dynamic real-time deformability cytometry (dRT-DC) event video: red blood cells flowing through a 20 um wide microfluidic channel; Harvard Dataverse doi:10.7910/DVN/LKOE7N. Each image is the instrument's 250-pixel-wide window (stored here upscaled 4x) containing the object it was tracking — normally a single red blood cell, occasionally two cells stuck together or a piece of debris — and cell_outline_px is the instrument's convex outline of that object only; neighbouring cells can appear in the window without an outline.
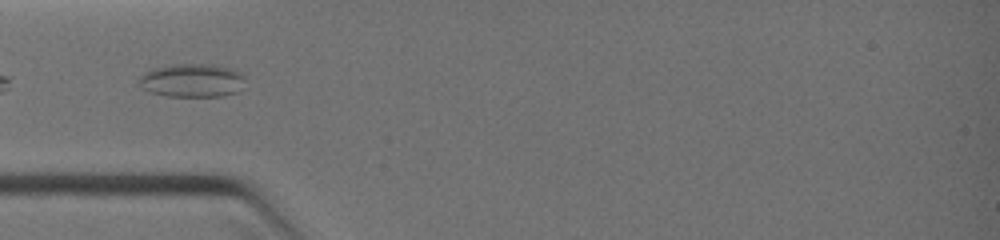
{"species": "common noctule bat (a hibernating species)", "species_latin": "Nyctalus noctula", "temperature_condition": "warm", "stored_images_in_passage": 17, "camera_frame_rate_fps": 3000, "um_per_image_px": 0.085, "animal": {"sex": "female", "body_mass_g": 19.0, "forearm_length_mm": 51.5}, "frame": {"image": 1, "passage_image": 3, "time_ms": 1.0, "image_size_px": [1000, 240], "cell_outline_px": [[244, 80], [236, 92], [224, 96], [168, 96], [152, 92], [144, 88], [140, 84], [140, 76], [144, 72], [156, 68], [172, 64], [216, 64], [232, 68], [240, 72], [244, 76]], "centroid_in_image_um": [16.36, 6.82], "position_along_channel_um": 68.6, "area_um2": 20.52}}
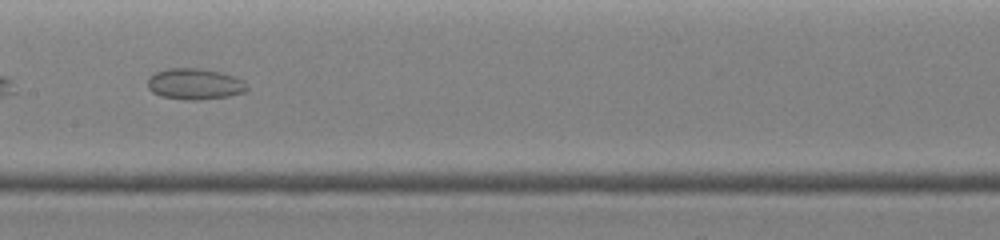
{"frame": {"image": 2, "passage_image": 8, "time_ms": 3.333, "image_size_px": [1000, 240], "cell_outline_px": [[248, 88], [244, 92], [228, 96], [200, 100], [184, 100], [160, 96], [152, 92], [148, 88], [148, 76], [156, 72], [168, 68], [200, 68], [220, 72], [244, 80]], "centroid_in_image_um": [16.53, 7.14], "position_along_channel_um": 190.9, "area_um2": 18.09}}
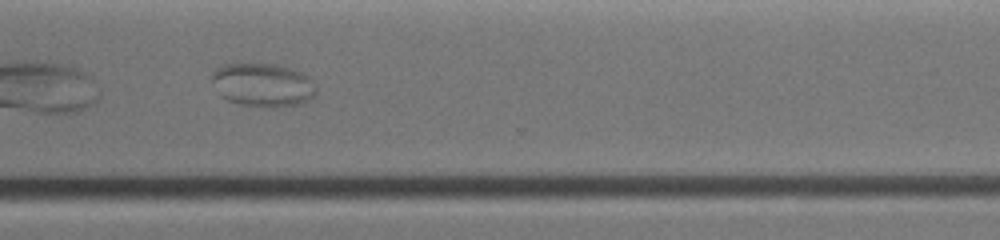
{"frame": {"image": 3, "passage_image": 15, "time_ms": 6.333, "image_size_px": [1000, 240], "cell_outline_px": [[316, 92], [308, 100], [300, 104], [276, 108], [260, 108], [240, 104], [228, 100], [220, 96], [212, 80], [212, 72], [220, 64], [276, 64], [292, 68], [304, 72], [316, 84]], "centroid_in_image_um": [22.36, 7.23], "position_along_channel_um": 348.2, "area_um2": 26.93}}